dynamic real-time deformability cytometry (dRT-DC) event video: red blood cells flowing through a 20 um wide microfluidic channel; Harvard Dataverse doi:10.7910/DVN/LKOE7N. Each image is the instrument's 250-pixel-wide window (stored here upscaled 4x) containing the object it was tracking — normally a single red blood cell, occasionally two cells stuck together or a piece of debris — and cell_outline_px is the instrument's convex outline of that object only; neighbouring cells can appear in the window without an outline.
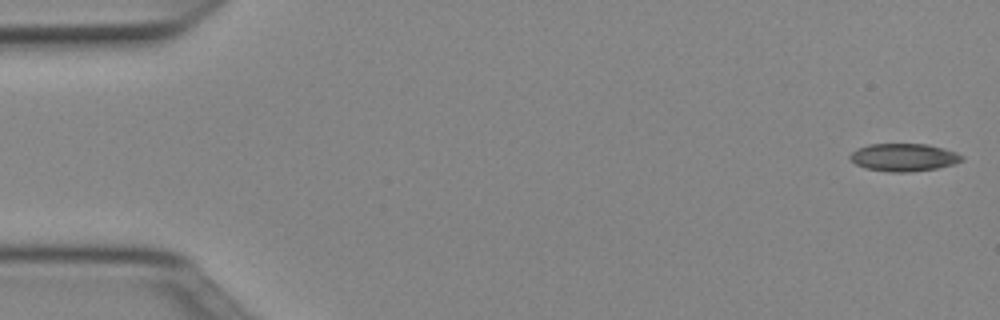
{"species": "Egyptian fruit bat (a non-hibernating species)", "species_latin": "Rousettus aegyptiacus", "temperature_condition": "cold", "stored_images_in_passage": 50, "camera_frame_rate_fps": 3000, "um_per_image_px": 0.085, "animal": {"sex": "female"}, "frame": {"image": 1, "passage_image": 1, "time_ms": 0.0, "image_size_px": [1000, 320], "cell_outline_px": [[964, 160], [952, 164], [936, 168], [908, 172], [888, 172], [864, 168], [856, 164], [848, 156], [856, 148], [868, 144], [928, 144], [944, 148], [956, 152], [964, 156]], "centroid_in_image_um": [76.8, 13.37], "position_along_channel_um": 8.2, "area_um2": 18.15}}
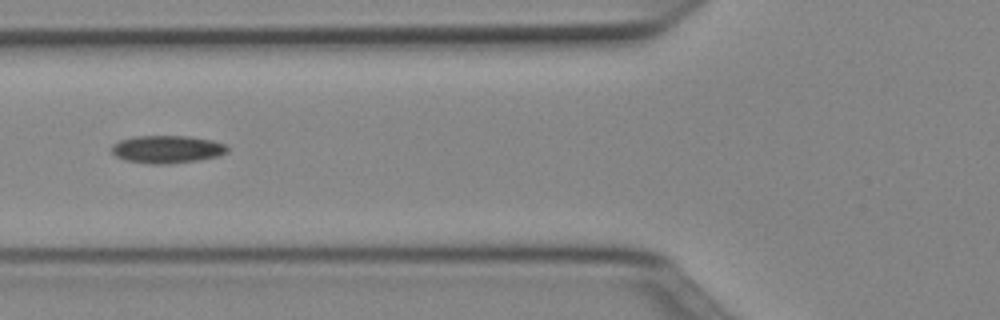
{"frame": {"image": 2, "passage_image": 19, "time_ms": 6.0, "image_size_px": [1000, 320], "cell_outline_px": [[228, 152], [220, 156], [200, 160], [168, 164], [148, 164], [124, 160], [116, 156], [112, 152], [112, 144], [120, 140], [132, 136], [192, 136], [212, 140], [228, 144]], "centroid_in_image_um": [14.24, 12.69], "position_along_channel_um": 111.6, "area_um2": 19.07}}
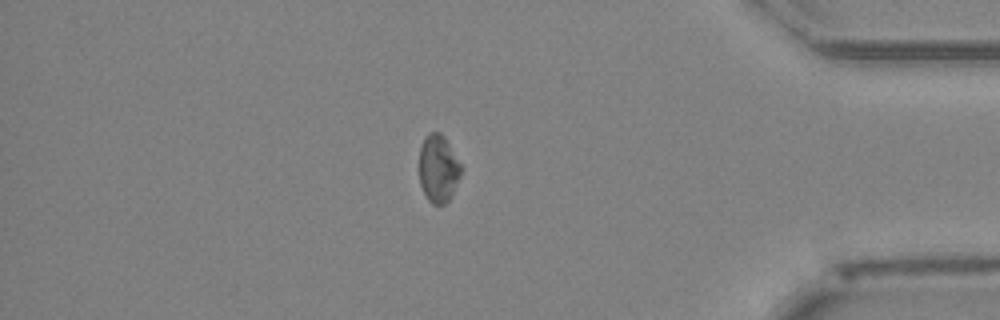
{"frame": {"image": 3, "passage_image": 43, "time_ms": 14.0, "image_size_px": [1000, 320], "cell_outline_px": [[464, 168], [448, 200], [444, 204], [432, 204], [428, 200], [420, 184], [420, 148], [428, 132], [440, 132], [444, 136]], "centroid_in_image_um": [37.27, 14.31], "position_along_channel_um": 397.9, "area_um2": 16.36}, "authors_computed_cell_mechanics": {"area_um2": 17.8313, "velocity_mm_per_s": 3.9945, "shape_relaxation_time_tau1_ms": null, "shape_relaxation_time_tau2_ms": 9.5169, "deformation_change_tau1": null, "deformation_change_tau2": 0.1386}}